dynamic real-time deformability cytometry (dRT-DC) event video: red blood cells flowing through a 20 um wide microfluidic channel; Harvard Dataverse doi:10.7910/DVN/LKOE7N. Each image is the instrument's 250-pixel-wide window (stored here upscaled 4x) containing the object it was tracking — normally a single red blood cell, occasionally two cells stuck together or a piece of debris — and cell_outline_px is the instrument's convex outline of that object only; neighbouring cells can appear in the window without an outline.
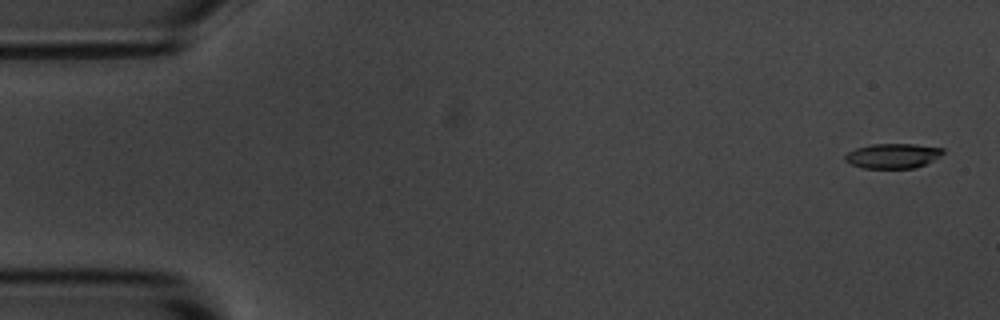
{"species": "common noctule bat (a hibernating species)", "species_latin": "Nyctalus noctula", "temperature_condition": "room temperature", "stored_images_in_passage": 5, "camera_frame_rate_fps": 3000, "um_per_image_px": 0.085, "animal": {"sex": "male", "body_mass_g": 20.1, "forearm_length_mm": 53.5}, "frame": {"image": 1, "passage_image": 1, "time_ms": 0.0, "image_size_px": [1000, 320], "cell_outline_px": [[944, 152], [940, 156], [916, 168], [864, 168], [852, 164], [844, 160], [844, 156], [848, 152], [856, 148], [872, 144], [916, 144], [944, 148]], "centroid_in_image_um": [75.89, 13.24], "position_along_channel_um": 9.1, "area_um2": 14.1}}